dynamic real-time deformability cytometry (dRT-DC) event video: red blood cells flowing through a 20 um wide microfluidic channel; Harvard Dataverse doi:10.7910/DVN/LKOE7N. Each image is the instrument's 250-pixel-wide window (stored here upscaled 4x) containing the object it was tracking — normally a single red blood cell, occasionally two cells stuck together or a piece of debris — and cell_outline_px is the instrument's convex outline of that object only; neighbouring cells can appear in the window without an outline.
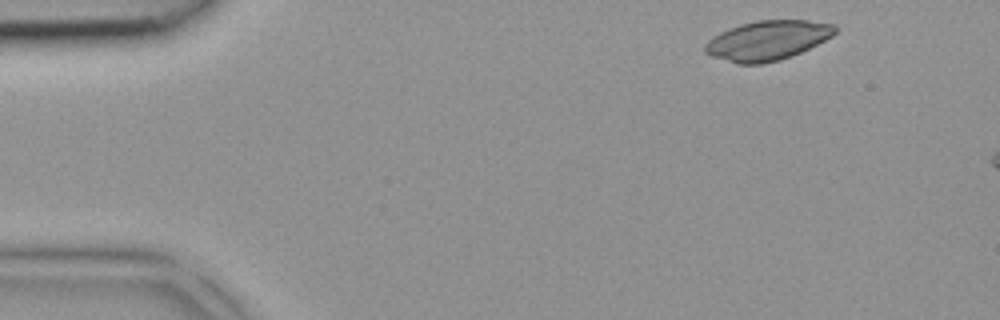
{"species": "common noctule bat (a hibernating species)", "species_latin": "Nyctalus noctula", "temperature_condition": "room temperature", "stored_images_in_passage": 37, "camera_frame_rate_fps": 3000, "um_per_image_px": 0.085, "animal": {"sex": "female", "body_mass_g": 18.4}, "frame": {"image": 1, "passage_image": 1, "time_ms": 0.0, "image_size_px": [1000, 320], "cell_outline_px": [[836, 32], [832, 36], [800, 52], [780, 60], [760, 64], [736, 64], [712, 56], [704, 52], [704, 44], [708, 40], [720, 32], [728, 28], [740, 24], [756, 20], [808, 20], [836, 24]], "centroid_in_image_um": [65.21, 3.43], "position_along_channel_um": 19.8, "area_um2": 30.0}}
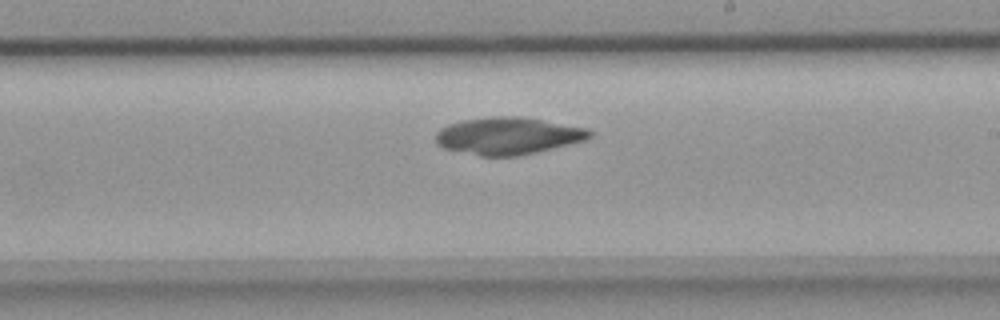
{"frame": {"image": 2, "passage_image": 21, "time_ms": 6.667, "image_size_px": [1000, 320], "cell_outline_px": [[592, 136], [588, 140], [536, 152], [516, 156], [480, 156], [444, 148], [436, 144], [436, 132], [440, 128], [448, 124], [464, 120], [492, 116], [520, 116], [588, 128], [592, 132]], "centroid_in_image_um": [43.2, 11.54], "position_along_channel_um": 245.8, "area_um2": 33.47}}
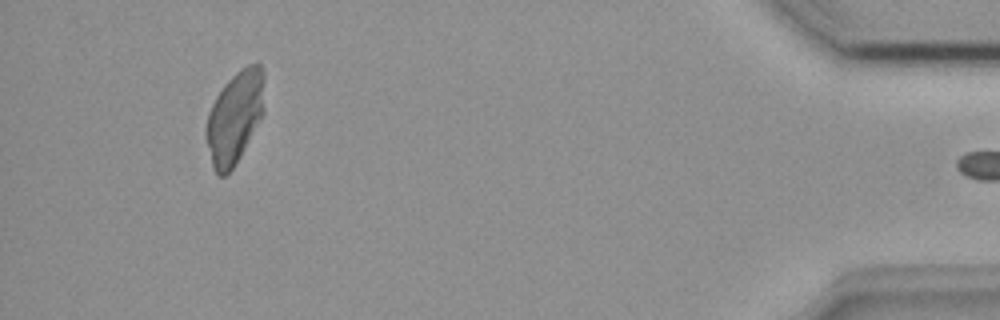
{"frame": {"image": 3, "passage_image": 36, "time_ms": 11.667, "image_size_px": [1000, 320], "cell_outline_px": [[264, 112], [240, 156], [232, 168], [224, 176], [220, 176], [212, 168], [204, 136], [204, 132], [208, 112], [216, 96], [224, 84], [240, 68], [248, 64], [260, 64], [264, 72]], "centroid_in_image_um": [19.93, 9.95], "position_along_channel_um": 415.3, "area_um2": 31.5}}